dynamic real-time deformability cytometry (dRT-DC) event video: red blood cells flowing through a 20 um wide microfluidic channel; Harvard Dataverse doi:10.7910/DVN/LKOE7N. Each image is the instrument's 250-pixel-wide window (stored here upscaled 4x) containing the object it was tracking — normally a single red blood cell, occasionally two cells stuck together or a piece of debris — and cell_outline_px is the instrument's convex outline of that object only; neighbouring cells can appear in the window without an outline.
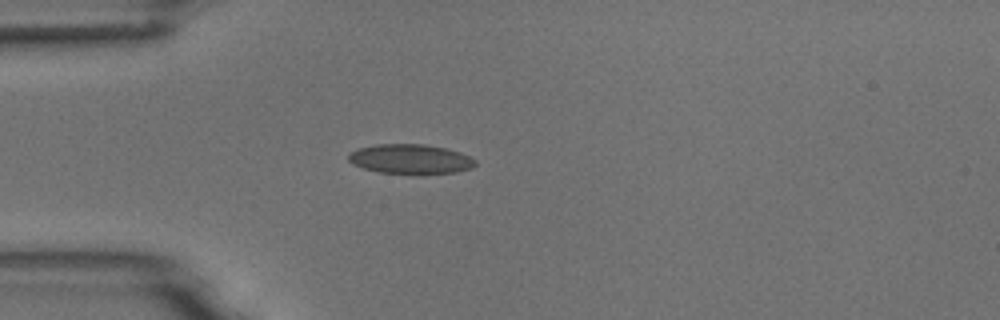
{"species": "common noctule bat (a hibernating species)", "species_latin": "Nyctalus noctula", "temperature_condition": "room temperature", "stored_images_in_passage": 2, "camera_frame_rate_fps": 3000, "um_per_image_px": 0.085, "animal": {"sex": "male", "body_mass_g": 18.8}, "frame": {"image": 1, "passage_image": 1, "time_ms": 0.0, "image_size_px": [1000, 320], "cell_outline_px": [[476, 164], [472, 168], [456, 172], [420, 176], [380, 172], [364, 168], [352, 164], [348, 160], [348, 152], [356, 148], [376, 144], [424, 144], [444, 148], [460, 152], [476, 160]], "centroid_in_image_um": [34.87, 13.54], "position_along_channel_um": 50.1, "area_um2": 22.54}}